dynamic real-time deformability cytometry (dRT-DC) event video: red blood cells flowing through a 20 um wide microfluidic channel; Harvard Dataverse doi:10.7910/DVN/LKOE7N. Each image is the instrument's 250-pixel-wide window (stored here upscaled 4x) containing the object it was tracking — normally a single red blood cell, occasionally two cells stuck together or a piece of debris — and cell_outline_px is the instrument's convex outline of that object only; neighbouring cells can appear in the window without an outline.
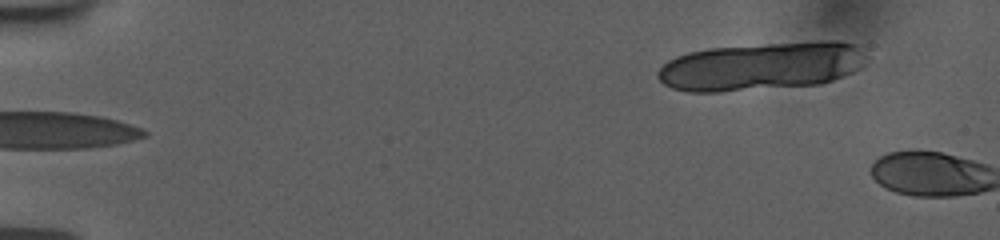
{"species": "human", "species_latin": "Homo sapiens", "temperature_condition": "room temperature", "stored_images_in_passage": 3, "camera_frame_rate_fps": 3000, "um_per_image_px": 0.085, "donor": {"sex": "female"}, "frame": {"image": 1, "passage_image": 1, "time_ms": 0.0, "image_size_px": [1000, 240], "cell_outline_px": [[868, 56], [860, 68], [852, 72], [832, 80], [820, 84], [720, 92], [688, 92], [672, 88], [664, 84], [656, 76], [656, 72], [668, 60], [676, 56], [688, 52], [708, 48], [820, 40], [840, 40], [856, 44]], "centroid_in_image_um": [64.73, 5.62], "position_along_channel_um": 20.3, "area_um2": 59.01}}